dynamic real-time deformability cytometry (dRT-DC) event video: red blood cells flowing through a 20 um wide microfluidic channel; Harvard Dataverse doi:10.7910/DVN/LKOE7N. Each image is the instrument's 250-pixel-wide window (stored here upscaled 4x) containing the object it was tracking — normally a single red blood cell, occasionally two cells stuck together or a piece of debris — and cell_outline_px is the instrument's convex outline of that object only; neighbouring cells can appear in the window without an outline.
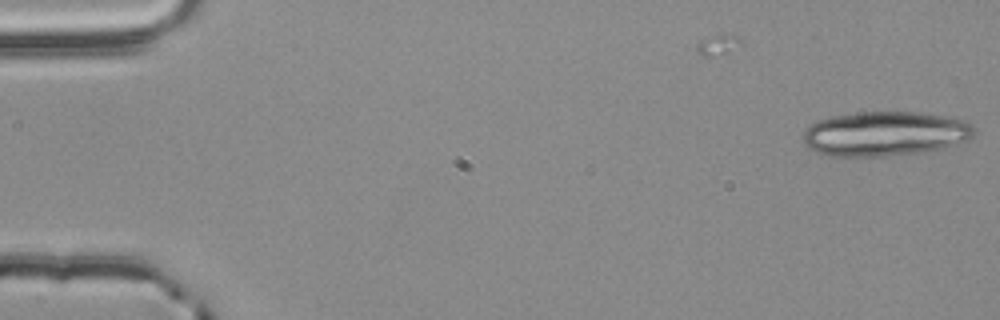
{"species": "common noctule bat (a hibernating species)", "species_latin": "Nyctalus noctula", "temperature_condition": "room temperature", "stored_images_in_passage": 3, "camera_frame_rate_fps": 3000, "um_per_image_px": 0.085, "animal": {"sex": "male", "body_mass_g": 20.4}, "frame": {"image": 1, "passage_image": 3, "time_ms": 0.667, "image_size_px": [1000, 320], "cell_outline_px": [[976, 132], [968, 140], [956, 144], [940, 148], [920, 152], [892, 156], [828, 156], [816, 152], [808, 148], [804, 144], [804, 128], [816, 120], [832, 116], [860, 112], [920, 112], [964, 120], [972, 124]], "centroid_in_image_um": [75.19, 11.37], "position_along_channel_um": 9.8, "area_um2": 44.62}}